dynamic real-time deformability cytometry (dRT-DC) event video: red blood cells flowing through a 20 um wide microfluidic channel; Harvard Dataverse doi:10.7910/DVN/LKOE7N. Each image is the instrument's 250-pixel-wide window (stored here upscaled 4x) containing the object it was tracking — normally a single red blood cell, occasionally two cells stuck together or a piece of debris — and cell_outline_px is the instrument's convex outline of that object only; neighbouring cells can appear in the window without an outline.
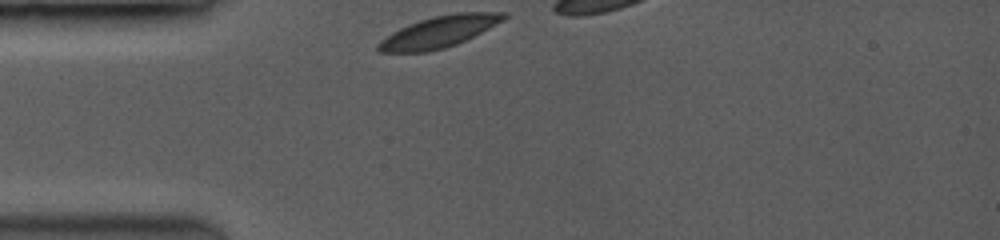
{"species": "common noctule bat (a hibernating species)", "species_latin": "Nyctalus noctula", "temperature_condition": "room temperature", "stored_images_in_passage": 5, "camera_frame_rate_fps": 3500, "um_per_image_px": 0.085, "animal": {"sex": "female", "body_mass_g": 19.0, "forearm_length_mm": 53.3}, "frame": {"image": 1, "passage_image": 1, "time_ms": 0.0, "image_size_px": [1000, 240], "cell_outline_px": [[508, 16], [504, 20], [456, 44], [444, 48], [428, 52], [380, 52], [376, 48], [376, 44], [380, 40], [392, 32], [408, 24], [432, 16], [456, 12], [508, 12]], "centroid_in_image_um": [37.29, 2.69], "position_along_channel_um": 47.7, "area_um2": 22.89}}